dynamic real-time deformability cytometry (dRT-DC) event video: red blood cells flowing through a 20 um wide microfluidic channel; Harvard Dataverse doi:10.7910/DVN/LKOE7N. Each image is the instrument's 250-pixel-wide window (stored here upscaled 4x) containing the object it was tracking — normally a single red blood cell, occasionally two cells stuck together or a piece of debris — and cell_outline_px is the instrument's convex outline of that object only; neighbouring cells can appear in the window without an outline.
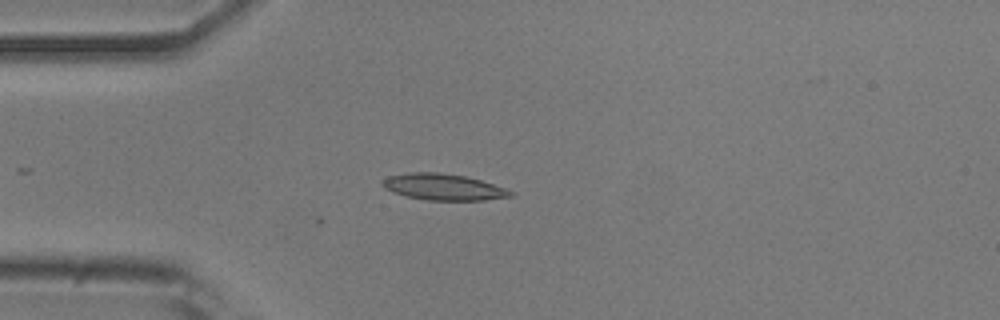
{"species": "common noctule bat (a hibernating species)", "species_latin": "Nyctalus noctula", "temperature_condition": "room temperature", "stored_images_in_passage": 5, "camera_frame_rate_fps": 3000, "um_per_image_px": 0.085, "animal": {"sex": "male", "body_mass_g": 20.5, "forearm_length_mm": 52.5}, "frame": {"image": 1, "passage_image": 1, "time_ms": 0.0, "image_size_px": [1000, 320], "cell_outline_px": [[512, 196], [484, 200], [428, 200], [404, 196], [392, 192], [384, 188], [380, 184], [380, 180], [388, 176], [412, 172], [436, 172], [464, 176], [480, 180], [504, 188], [512, 192]], "centroid_in_image_um": [37.59, 15.89], "position_along_channel_um": 47.4, "area_um2": 19.54}}